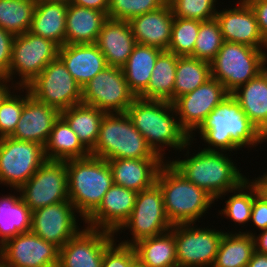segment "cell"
Wrapping results in <instances>:
<instances>
[{
	"label": "cell",
	"instance_id": "cell-1",
	"mask_svg": "<svg viewBox=\"0 0 267 267\" xmlns=\"http://www.w3.org/2000/svg\"><path fill=\"white\" fill-rule=\"evenodd\" d=\"M126 114L148 146L161 158H164L162 152L166 146L184 151L193 143L176 118L178 115L171 102L136 97Z\"/></svg>",
	"mask_w": 267,
	"mask_h": 267
},
{
	"label": "cell",
	"instance_id": "cell-2",
	"mask_svg": "<svg viewBox=\"0 0 267 267\" xmlns=\"http://www.w3.org/2000/svg\"><path fill=\"white\" fill-rule=\"evenodd\" d=\"M197 130L200 139L210 145L203 148L208 151L232 152L265 141L232 94L209 113Z\"/></svg>",
	"mask_w": 267,
	"mask_h": 267
},
{
	"label": "cell",
	"instance_id": "cell-3",
	"mask_svg": "<svg viewBox=\"0 0 267 267\" xmlns=\"http://www.w3.org/2000/svg\"><path fill=\"white\" fill-rule=\"evenodd\" d=\"M183 176L203 188L215 200L238 188L246 176L234 161L220 151L201 149L191 157L169 161Z\"/></svg>",
	"mask_w": 267,
	"mask_h": 267
},
{
	"label": "cell",
	"instance_id": "cell-4",
	"mask_svg": "<svg viewBox=\"0 0 267 267\" xmlns=\"http://www.w3.org/2000/svg\"><path fill=\"white\" fill-rule=\"evenodd\" d=\"M156 183L163 193L164 209L172 225H193L215 199L183 176L169 161L160 168Z\"/></svg>",
	"mask_w": 267,
	"mask_h": 267
},
{
	"label": "cell",
	"instance_id": "cell-5",
	"mask_svg": "<svg viewBox=\"0 0 267 267\" xmlns=\"http://www.w3.org/2000/svg\"><path fill=\"white\" fill-rule=\"evenodd\" d=\"M66 168L69 201L85 221L114 184L110 166L107 160L89 155L66 160Z\"/></svg>",
	"mask_w": 267,
	"mask_h": 267
},
{
	"label": "cell",
	"instance_id": "cell-6",
	"mask_svg": "<svg viewBox=\"0 0 267 267\" xmlns=\"http://www.w3.org/2000/svg\"><path fill=\"white\" fill-rule=\"evenodd\" d=\"M90 155L105 160L161 158L148 146L126 112L104 114Z\"/></svg>",
	"mask_w": 267,
	"mask_h": 267
},
{
	"label": "cell",
	"instance_id": "cell-7",
	"mask_svg": "<svg viewBox=\"0 0 267 267\" xmlns=\"http://www.w3.org/2000/svg\"><path fill=\"white\" fill-rule=\"evenodd\" d=\"M267 52L262 49L224 41L210 62L211 77L217 79L231 94L261 72Z\"/></svg>",
	"mask_w": 267,
	"mask_h": 267
},
{
	"label": "cell",
	"instance_id": "cell-8",
	"mask_svg": "<svg viewBox=\"0 0 267 267\" xmlns=\"http://www.w3.org/2000/svg\"><path fill=\"white\" fill-rule=\"evenodd\" d=\"M60 46L53 40L37 36L29 31L15 35L12 45L11 64L5 75L13 81V75L21 79L12 82L14 90H21L30 84L42 70L58 58ZM17 72V73H16ZM18 85V86H17Z\"/></svg>",
	"mask_w": 267,
	"mask_h": 267
},
{
	"label": "cell",
	"instance_id": "cell-9",
	"mask_svg": "<svg viewBox=\"0 0 267 267\" xmlns=\"http://www.w3.org/2000/svg\"><path fill=\"white\" fill-rule=\"evenodd\" d=\"M172 226L164 209L162 190L155 183L150 188L137 192L130 217L117 232L130 229L132 240L120 243L133 246L142 239L168 232Z\"/></svg>",
	"mask_w": 267,
	"mask_h": 267
},
{
	"label": "cell",
	"instance_id": "cell-10",
	"mask_svg": "<svg viewBox=\"0 0 267 267\" xmlns=\"http://www.w3.org/2000/svg\"><path fill=\"white\" fill-rule=\"evenodd\" d=\"M26 88L34 98L59 112L82 103V87L59 58L51 61Z\"/></svg>",
	"mask_w": 267,
	"mask_h": 267
},
{
	"label": "cell",
	"instance_id": "cell-11",
	"mask_svg": "<svg viewBox=\"0 0 267 267\" xmlns=\"http://www.w3.org/2000/svg\"><path fill=\"white\" fill-rule=\"evenodd\" d=\"M45 161L42 145L12 137L0 138V184L19 189Z\"/></svg>",
	"mask_w": 267,
	"mask_h": 267
},
{
	"label": "cell",
	"instance_id": "cell-12",
	"mask_svg": "<svg viewBox=\"0 0 267 267\" xmlns=\"http://www.w3.org/2000/svg\"><path fill=\"white\" fill-rule=\"evenodd\" d=\"M16 191L31 212L69 200L66 161L46 160Z\"/></svg>",
	"mask_w": 267,
	"mask_h": 267
},
{
	"label": "cell",
	"instance_id": "cell-13",
	"mask_svg": "<svg viewBox=\"0 0 267 267\" xmlns=\"http://www.w3.org/2000/svg\"><path fill=\"white\" fill-rule=\"evenodd\" d=\"M135 98L122 68L116 66L105 67L82 87V104L105 113H125Z\"/></svg>",
	"mask_w": 267,
	"mask_h": 267
},
{
	"label": "cell",
	"instance_id": "cell-14",
	"mask_svg": "<svg viewBox=\"0 0 267 267\" xmlns=\"http://www.w3.org/2000/svg\"><path fill=\"white\" fill-rule=\"evenodd\" d=\"M178 267H213L223 231L194 227L192 223L173 225Z\"/></svg>",
	"mask_w": 267,
	"mask_h": 267
},
{
	"label": "cell",
	"instance_id": "cell-15",
	"mask_svg": "<svg viewBox=\"0 0 267 267\" xmlns=\"http://www.w3.org/2000/svg\"><path fill=\"white\" fill-rule=\"evenodd\" d=\"M229 94L217 79L211 77L194 91L180 96L173 102L179 115L177 118L191 141L194 140L192 131H197L209 113Z\"/></svg>",
	"mask_w": 267,
	"mask_h": 267
},
{
	"label": "cell",
	"instance_id": "cell-16",
	"mask_svg": "<svg viewBox=\"0 0 267 267\" xmlns=\"http://www.w3.org/2000/svg\"><path fill=\"white\" fill-rule=\"evenodd\" d=\"M0 259L12 267H58L59 248L29 231L4 242Z\"/></svg>",
	"mask_w": 267,
	"mask_h": 267
},
{
	"label": "cell",
	"instance_id": "cell-17",
	"mask_svg": "<svg viewBox=\"0 0 267 267\" xmlns=\"http://www.w3.org/2000/svg\"><path fill=\"white\" fill-rule=\"evenodd\" d=\"M75 212L69 200L37 209L32 212L31 231L60 249L81 231Z\"/></svg>",
	"mask_w": 267,
	"mask_h": 267
},
{
	"label": "cell",
	"instance_id": "cell-18",
	"mask_svg": "<svg viewBox=\"0 0 267 267\" xmlns=\"http://www.w3.org/2000/svg\"><path fill=\"white\" fill-rule=\"evenodd\" d=\"M115 234L85 227L59 249L58 267H102L105 249Z\"/></svg>",
	"mask_w": 267,
	"mask_h": 267
},
{
	"label": "cell",
	"instance_id": "cell-19",
	"mask_svg": "<svg viewBox=\"0 0 267 267\" xmlns=\"http://www.w3.org/2000/svg\"><path fill=\"white\" fill-rule=\"evenodd\" d=\"M25 104L12 138L21 141L35 142L45 147L55 121L60 112L34 98L26 87ZM24 89V90H23Z\"/></svg>",
	"mask_w": 267,
	"mask_h": 267
},
{
	"label": "cell",
	"instance_id": "cell-20",
	"mask_svg": "<svg viewBox=\"0 0 267 267\" xmlns=\"http://www.w3.org/2000/svg\"><path fill=\"white\" fill-rule=\"evenodd\" d=\"M136 196V191L113 184L97 209L84 221L86 226L117 234L130 217Z\"/></svg>",
	"mask_w": 267,
	"mask_h": 267
},
{
	"label": "cell",
	"instance_id": "cell-21",
	"mask_svg": "<svg viewBox=\"0 0 267 267\" xmlns=\"http://www.w3.org/2000/svg\"><path fill=\"white\" fill-rule=\"evenodd\" d=\"M233 9L217 11L215 16L220 25L223 39L226 42L245 44L253 48L265 50L254 11L245 0L238 1Z\"/></svg>",
	"mask_w": 267,
	"mask_h": 267
},
{
	"label": "cell",
	"instance_id": "cell-22",
	"mask_svg": "<svg viewBox=\"0 0 267 267\" xmlns=\"http://www.w3.org/2000/svg\"><path fill=\"white\" fill-rule=\"evenodd\" d=\"M174 17L172 8L167 2L160 9L135 16L128 22L136 43L167 51Z\"/></svg>",
	"mask_w": 267,
	"mask_h": 267
},
{
	"label": "cell",
	"instance_id": "cell-23",
	"mask_svg": "<svg viewBox=\"0 0 267 267\" xmlns=\"http://www.w3.org/2000/svg\"><path fill=\"white\" fill-rule=\"evenodd\" d=\"M163 158L111 159L107 160L115 185L136 192L150 188L165 161Z\"/></svg>",
	"mask_w": 267,
	"mask_h": 267
},
{
	"label": "cell",
	"instance_id": "cell-24",
	"mask_svg": "<svg viewBox=\"0 0 267 267\" xmlns=\"http://www.w3.org/2000/svg\"><path fill=\"white\" fill-rule=\"evenodd\" d=\"M58 58L81 87L107 67L105 56L95 43L65 44L59 48Z\"/></svg>",
	"mask_w": 267,
	"mask_h": 267
},
{
	"label": "cell",
	"instance_id": "cell-25",
	"mask_svg": "<svg viewBox=\"0 0 267 267\" xmlns=\"http://www.w3.org/2000/svg\"><path fill=\"white\" fill-rule=\"evenodd\" d=\"M95 44L105 56L107 66L121 68L137 43L127 20L107 18Z\"/></svg>",
	"mask_w": 267,
	"mask_h": 267
},
{
	"label": "cell",
	"instance_id": "cell-26",
	"mask_svg": "<svg viewBox=\"0 0 267 267\" xmlns=\"http://www.w3.org/2000/svg\"><path fill=\"white\" fill-rule=\"evenodd\" d=\"M107 15L99 10L69 4L65 44H94Z\"/></svg>",
	"mask_w": 267,
	"mask_h": 267
},
{
	"label": "cell",
	"instance_id": "cell-27",
	"mask_svg": "<svg viewBox=\"0 0 267 267\" xmlns=\"http://www.w3.org/2000/svg\"><path fill=\"white\" fill-rule=\"evenodd\" d=\"M163 50L136 44L126 63L121 67L130 91L139 97L147 88L156 60Z\"/></svg>",
	"mask_w": 267,
	"mask_h": 267
},
{
	"label": "cell",
	"instance_id": "cell-28",
	"mask_svg": "<svg viewBox=\"0 0 267 267\" xmlns=\"http://www.w3.org/2000/svg\"><path fill=\"white\" fill-rule=\"evenodd\" d=\"M68 5L37 1L29 32L65 45Z\"/></svg>",
	"mask_w": 267,
	"mask_h": 267
},
{
	"label": "cell",
	"instance_id": "cell-29",
	"mask_svg": "<svg viewBox=\"0 0 267 267\" xmlns=\"http://www.w3.org/2000/svg\"><path fill=\"white\" fill-rule=\"evenodd\" d=\"M249 120L260 131L267 124V80L260 72L231 93Z\"/></svg>",
	"mask_w": 267,
	"mask_h": 267
},
{
	"label": "cell",
	"instance_id": "cell-30",
	"mask_svg": "<svg viewBox=\"0 0 267 267\" xmlns=\"http://www.w3.org/2000/svg\"><path fill=\"white\" fill-rule=\"evenodd\" d=\"M104 114V111L82 103L60 112V116L68 123L89 152L97 142Z\"/></svg>",
	"mask_w": 267,
	"mask_h": 267
},
{
	"label": "cell",
	"instance_id": "cell-31",
	"mask_svg": "<svg viewBox=\"0 0 267 267\" xmlns=\"http://www.w3.org/2000/svg\"><path fill=\"white\" fill-rule=\"evenodd\" d=\"M44 155L46 160L66 161L87 157L90 152L82 145L76 133L60 116L53 125L44 147Z\"/></svg>",
	"mask_w": 267,
	"mask_h": 267
},
{
	"label": "cell",
	"instance_id": "cell-32",
	"mask_svg": "<svg viewBox=\"0 0 267 267\" xmlns=\"http://www.w3.org/2000/svg\"><path fill=\"white\" fill-rule=\"evenodd\" d=\"M138 262L145 267H178L174 234L168 232L133 245Z\"/></svg>",
	"mask_w": 267,
	"mask_h": 267
},
{
	"label": "cell",
	"instance_id": "cell-33",
	"mask_svg": "<svg viewBox=\"0 0 267 267\" xmlns=\"http://www.w3.org/2000/svg\"><path fill=\"white\" fill-rule=\"evenodd\" d=\"M32 212L21 196L0 197V246L20 233L31 231Z\"/></svg>",
	"mask_w": 267,
	"mask_h": 267
},
{
	"label": "cell",
	"instance_id": "cell-34",
	"mask_svg": "<svg viewBox=\"0 0 267 267\" xmlns=\"http://www.w3.org/2000/svg\"><path fill=\"white\" fill-rule=\"evenodd\" d=\"M178 57L163 51L157 58L148 88L139 96L146 100H160L173 103V90Z\"/></svg>",
	"mask_w": 267,
	"mask_h": 267
},
{
	"label": "cell",
	"instance_id": "cell-35",
	"mask_svg": "<svg viewBox=\"0 0 267 267\" xmlns=\"http://www.w3.org/2000/svg\"><path fill=\"white\" fill-rule=\"evenodd\" d=\"M255 251L252 235L225 232L220 240L213 267H246Z\"/></svg>",
	"mask_w": 267,
	"mask_h": 267
},
{
	"label": "cell",
	"instance_id": "cell-36",
	"mask_svg": "<svg viewBox=\"0 0 267 267\" xmlns=\"http://www.w3.org/2000/svg\"><path fill=\"white\" fill-rule=\"evenodd\" d=\"M211 78L210 63L192 56H179L173 90V102L194 91Z\"/></svg>",
	"mask_w": 267,
	"mask_h": 267
},
{
	"label": "cell",
	"instance_id": "cell-37",
	"mask_svg": "<svg viewBox=\"0 0 267 267\" xmlns=\"http://www.w3.org/2000/svg\"><path fill=\"white\" fill-rule=\"evenodd\" d=\"M32 0H0V27L14 35L29 31L35 5Z\"/></svg>",
	"mask_w": 267,
	"mask_h": 267
},
{
	"label": "cell",
	"instance_id": "cell-38",
	"mask_svg": "<svg viewBox=\"0 0 267 267\" xmlns=\"http://www.w3.org/2000/svg\"><path fill=\"white\" fill-rule=\"evenodd\" d=\"M199 20L174 17L168 52L177 56H192L200 28Z\"/></svg>",
	"mask_w": 267,
	"mask_h": 267
},
{
	"label": "cell",
	"instance_id": "cell-39",
	"mask_svg": "<svg viewBox=\"0 0 267 267\" xmlns=\"http://www.w3.org/2000/svg\"><path fill=\"white\" fill-rule=\"evenodd\" d=\"M223 43V35L216 18L202 21L195 41L193 57L210 63L216 57Z\"/></svg>",
	"mask_w": 267,
	"mask_h": 267
},
{
	"label": "cell",
	"instance_id": "cell-40",
	"mask_svg": "<svg viewBox=\"0 0 267 267\" xmlns=\"http://www.w3.org/2000/svg\"><path fill=\"white\" fill-rule=\"evenodd\" d=\"M245 190H247V192ZM229 193H234V195H230L229 199L225 200V208L219 213L224 216L226 215L230 220H233L235 224L239 223V225H243L250 222L254 200V187L249 179Z\"/></svg>",
	"mask_w": 267,
	"mask_h": 267
},
{
	"label": "cell",
	"instance_id": "cell-41",
	"mask_svg": "<svg viewBox=\"0 0 267 267\" xmlns=\"http://www.w3.org/2000/svg\"><path fill=\"white\" fill-rule=\"evenodd\" d=\"M166 0H109L107 17L116 20H127L160 9Z\"/></svg>",
	"mask_w": 267,
	"mask_h": 267
},
{
	"label": "cell",
	"instance_id": "cell-42",
	"mask_svg": "<svg viewBox=\"0 0 267 267\" xmlns=\"http://www.w3.org/2000/svg\"><path fill=\"white\" fill-rule=\"evenodd\" d=\"M217 0H169L173 15L179 18L208 21L217 14Z\"/></svg>",
	"mask_w": 267,
	"mask_h": 267
},
{
	"label": "cell",
	"instance_id": "cell-43",
	"mask_svg": "<svg viewBox=\"0 0 267 267\" xmlns=\"http://www.w3.org/2000/svg\"><path fill=\"white\" fill-rule=\"evenodd\" d=\"M12 93L0 104V138L12 136L25 104V96Z\"/></svg>",
	"mask_w": 267,
	"mask_h": 267
},
{
	"label": "cell",
	"instance_id": "cell-44",
	"mask_svg": "<svg viewBox=\"0 0 267 267\" xmlns=\"http://www.w3.org/2000/svg\"><path fill=\"white\" fill-rule=\"evenodd\" d=\"M137 262L138 257L134 246L116 244L114 240L105 249L102 267H134Z\"/></svg>",
	"mask_w": 267,
	"mask_h": 267
},
{
	"label": "cell",
	"instance_id": "cell-45",
	"mask_svg": "<svg viewBox=\"0 0 267 267\" xmlns=\"http://www.w3.org/2000/svg\"><path fill=\"white\" fill-rule=\"evenodd\" d=\"M14 37V34L0 27V75H6L9 71Z\"/></svg>",
	"mask_w": 267,
	"mask_h": 267
},
{
	"label": "cell",
	"instance_id": "cell-46",
	"mask_svg": "<svg viewBox=\"0 0 267 267\" xmlns=\"http://www.w3.org/2000/svg\"><path fill=\"white\" fill-rule=\"evenodd\" d=\"M250 221L259 232L267 229V203L257 195L255 188Z\"/></svg>",
	"mask_w": 267,
	"mask_h": 267
},
{
	"label": "cell",
	"instance_id": "cell-47",
	"mask_svg": "<svg viewBox=\"0 0 267 267\" xmlns=\"http://www.w3.org/2000/svg\"><path fill=\"white\" fill-rule=\"evenodd\" d=\"M255 13L263 42L267 46V0H245Z\"/></svg>",
	"mask_w": 267,
	"mask_h": 267
},
{
	"label": "cell",
	"instance_id": "cell-48",
	"mask_svg": "<svg viewBox=\"0 0 267 267\" xmlns=\"http://www.w3.org/2000/svg\"><path fill=\"white\" fill-rule=\"evenodd\" d=\"M70 4L99 10L106 15L109 10V0H71Z\"/></svg>",
	"mask_w": 267,
	"mask_h": 267
},
{
	"label": "cell",
	"instance_id": "cell-49",
	"mask_svg": "<svg viewBox=\"0 0 267 267\" xmlns=\"http://www.w3.org/2000/svg\"><path fill=\"white\" fill-rule=\"evenodd\" d=\"M260 234L258 236H255L256 234L251 232H243L249 235H252L254 239V248L256 252L266 254L267 255V229L261 230Z\"/></svg>",
	"mask_w": 267,
	"mask_h": 267
},
{
	"label": "cell",
	"instance_id": "cell-50",
	"mask_svg": "<svg viewBox=\"0 0 267 267\" xmlns=\"http://www.w3.org/2000/svg\"><path fill=\"white\" fill-rule=\"evenodd\" d=\"M252 186L255 188L257 195L267 203V174L264 173L261 177L251 180Z\"/></svg>",
	"mask_w": 267,
	"mask_h": 267
},
{
	"label": "cell",
	"instance_id": "cell-51",
	"mask_svg": "<svg viewBox=\"0 0 267 267\" xmlns=\"http://www.w3.org/2000/svg\"><path fill=\"white\" fill-rule=\"evenodd\" d=\"M246 267H267V255L254 251Z\"/></svg>",
	"mask_w": 267,
	"mask_h": 267
},
{
	"label": "cell",
	"instance_id": "cell-52",
	"mask_svg": "<svg viewBox=\"0 0 267 267\" xmlns=\"http://www.w3.org/2000/svg\"><path fill=\"white\" fill-rule=\"evenodd\" d=\"M11 82V80L6 77L5 75H0V104L5 100V98L11 93L10 89L11 86L9 85V83ZM10 88H9V87Z\"/></svg>",
	"mask_w": 267,
	"mask_h": 267
},
{
	"label": "cell",
	"instance_id": "cell-53",
	"mask_svg": "<svg viewBox=\"0 0 267 267\" xmlns=\"http://www.w3.org/2000/svg\"><path fill=\"white\" fill-rule=\"evenodd\" d=\"M42 2H48V3H58V4H64L69 5L71 0H37Z\"/></svg>",
	"mask_w": 267,
	"mask_h": 267
},
{
	"label": "cell",
	"instance_id": "cell-54",
	"mask_svg": "<svg viewBox=\"0 0 267 267\" xmlns=\"http://www.w3.org/2000/svg\"><path fill=\"white\" fill-rule=\"evenodd\" d=\"M267 64V56L263 59L262 65H261V73L264 75V77L267 80V67L265 66Z\"/></svg>",
	"mask_w": 267,
	"mask_h": 267
},
{
	"label": "cell",
	"instance_id": "cell-55",
	"mask_svg": "<svg viewBox=\"0 0 267 267\" xmlns=\"http://www.w3.org/2000/svg\"><path fill=\"white\" fill-rule=\"evenodd\" d=\"M260 133L266 142L267 141V124L260 130Z\"/></svg>",
	"mask_w": 267,
	"mask_h": 267
},
{
	"label": "cell",
	"instance_id": "cell-56",
	"mask_svg": "<svg viewBox=\"0 0 267 267\" xmlns=\"http://www.w3.org/2000/svg\"><path fill=\"white\" fill-rule=\"evenodd\" d=\"M0 267H12V266L5 264V263L0 259Z\"/></svg>",
	"mask_w": 267,
	"mask_h": 267
},
{
	"label": "cell",
	"instance_id": "cell-57",
	"mask_svg": "<svg viewBox=\"0 0 267 267\" xmlns=\"http://www.w3.org/2000/svg\"><path fill=\"white\" fill-rule=\"evenodd\" d=\"M134 267H145V266H143V265H141L139 262H137V263L134 265Z\"/></svg>",
	"mask_w": 267,
	"mask_h": 267
}]
</instances>
